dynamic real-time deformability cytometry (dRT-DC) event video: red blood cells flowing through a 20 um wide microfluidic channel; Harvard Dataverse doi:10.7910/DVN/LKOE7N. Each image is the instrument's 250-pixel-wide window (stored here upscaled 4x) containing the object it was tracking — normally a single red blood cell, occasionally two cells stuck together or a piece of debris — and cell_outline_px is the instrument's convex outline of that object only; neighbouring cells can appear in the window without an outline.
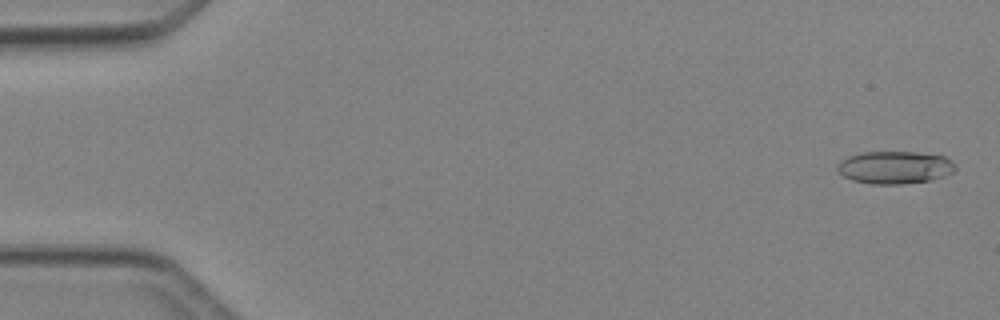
{"species": "Egyptian fruit bat (a non-hibernating species)", "species_latin": "Rousettus aegyptiacus", "temperature_condition": "cold", "stored_images_in_passage": 46, "camera_frame_rate_fps": 3000, "um_per_image_px": 0.085, "animal": {"sex": "female"}, "frame": {"image": 1, "passage_image": 2, "time_ms": 0.333, "image_size_px": [1000, 320], "cell_outline_px": [[956, 168], [952, 172], [944, 176], [928, 180], [904, 184], [872, 184], [852, 180], [844, 176], [836, 168], [840, 160], [848, 156], [860, 152], [916, 152], [944, 156], [952, 160], [956, 164]], "centroid_in_image_um": [76.05, 14.22], "position_along_channel_um": 8.9, "area_um2": 22.48}}
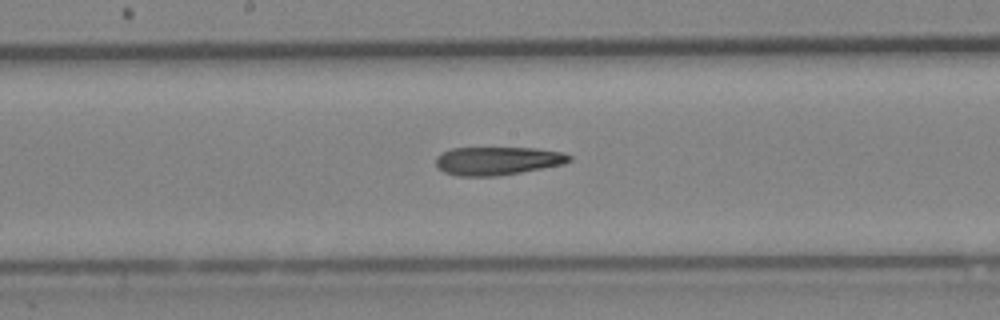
{"frame": {"image": 2, "passage_image": 25, "time_ms": 8.0, "image_size_px": [1000, 320], "cell_outline_px": [[572, 160], [564, 164], [520, 172], [496, 176], [456, 176], [444, 172], [436, 168], [436, 156], [440, 152], [452, 148], [536, 148], [560, 152], [572, 156]], "centroid_in_image_um": [42.24, 13.67], "position_along_channel_um": 206.0, "area_um2": 22.08}}
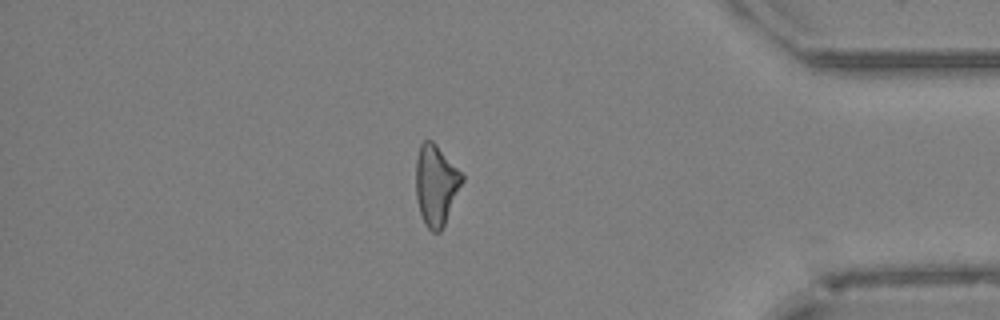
{"frame": {"image": 3, "passage_image": 40, "time_ms": 13.0, "image_size_px": [1000, 320], "cell_outline_px": [[464, 180], [444, 224], [440, 232], [432, 232], [428, 228], [420, 212], [416, 200], [416, 156], [420, 144], [424, 140], [432, 140], [436, 144], [464, 176]], "centroid_in_image_um": [37.04, 15.7], "position_along_channel_um": 398.2, "area_um2": 21.5}}